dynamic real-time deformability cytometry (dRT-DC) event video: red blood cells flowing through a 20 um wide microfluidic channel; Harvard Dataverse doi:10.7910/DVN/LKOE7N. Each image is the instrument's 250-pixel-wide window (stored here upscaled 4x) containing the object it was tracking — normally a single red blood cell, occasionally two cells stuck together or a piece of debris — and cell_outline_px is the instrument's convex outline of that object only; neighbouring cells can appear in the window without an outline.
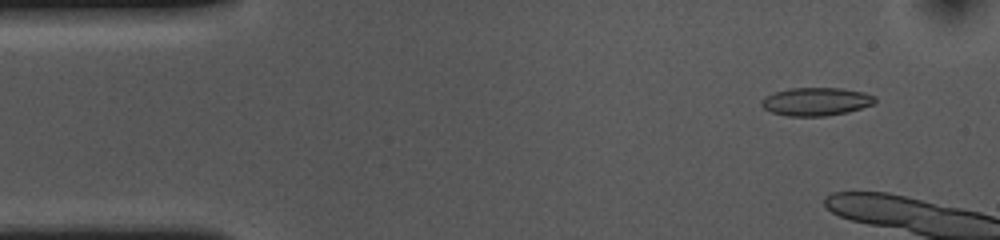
{"species": "common noctule bat (a hibernating species)", "species_latin": "Nyctalus noctula", "temperature_condition": "cold", "stored_images_in_passage": 9, "camera_frame_rate_fps": 3000, "um_per_image_px": 0.085, "animal": {"sex": "female", "body_mass_g": 10.0, "forearm_length_mm": 53.1}, "frame": {"image": 1, "passage_image": 4, "time_ms": 1.0, "image_size_px": [1000, 240], "cell_outline_px": [[876, 100], [872, 104], [848, 112], [824, 116], [788, 116], [772, 112], [764, 108], [760, 104], [760, 100], [764, 96], [788, 88], [840, 88], [864, 92], [876, 96]], "centroid_in_image_um": [69.34, 8.63], "position_along_channel_um": 15.7, "area_um2": 18.61}}